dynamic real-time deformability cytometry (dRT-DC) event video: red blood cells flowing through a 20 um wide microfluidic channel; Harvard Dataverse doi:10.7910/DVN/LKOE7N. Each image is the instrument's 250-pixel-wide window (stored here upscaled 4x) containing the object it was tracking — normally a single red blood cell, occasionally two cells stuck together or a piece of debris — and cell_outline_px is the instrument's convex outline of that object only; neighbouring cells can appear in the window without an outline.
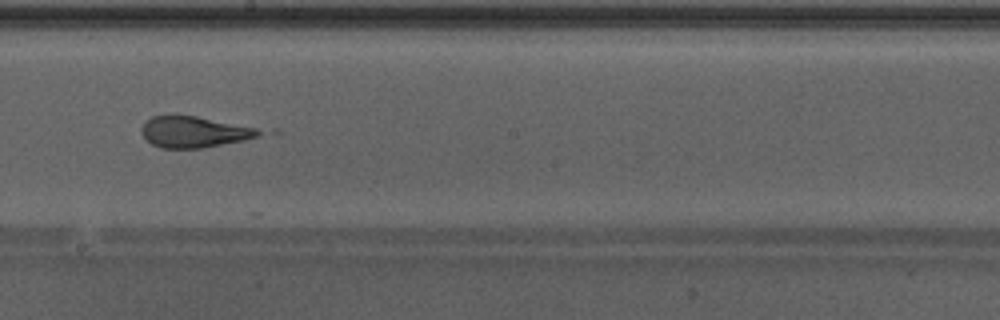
{"species": "Egyptian fruit bat (a non-hibernating species)", "species_latin": "Rousettus aegyptiacus", "temperature_condition": "warm", "stored_images_in_passage": 47, "camera_frame_rate_fps": 3000, "um_per_image_px": 0.085, "animal": {"sex": "male"}, "frame": {"image": 1, "passage_image": 27, "time_ms": 8.667, "image_size_px": [1000, 320], "cell_outline_px": [[280, 136], [204, 148], [160, 148], [152, 144], [140, 132], [140, 128], [152, 116], [196, 116], [276, 128], [280, 132]], "centroid_in_image_um": [17.08, 11.22], "position_along_channel_um": 231.1, "area_um2": 23.7}, "authors_computed_cell_mechanics": {"area_um2": 23.1778, "velocity_mm_per_s": 4.3144, "shape_relaxation_time_tau1_ms": null, "shape_relaxation_time_tau2_ms": 0.891, "deformation_change_tau1": null, "deformation_change_tau2": 0.0786}}